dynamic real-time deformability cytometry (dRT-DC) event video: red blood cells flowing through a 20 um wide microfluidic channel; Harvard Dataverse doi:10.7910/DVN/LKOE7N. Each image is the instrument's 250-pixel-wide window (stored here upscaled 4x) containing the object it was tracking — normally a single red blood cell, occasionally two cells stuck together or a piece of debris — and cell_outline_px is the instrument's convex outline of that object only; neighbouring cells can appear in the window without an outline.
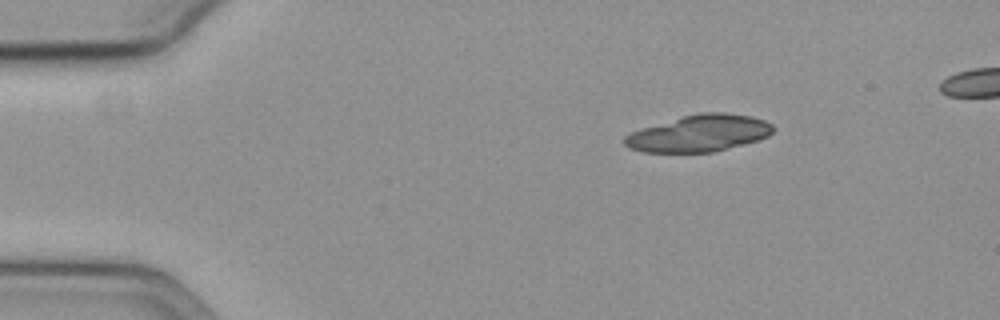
{"species": "common noctule bat (a hibernating species)", "species_latin": "Nyctalus noctula", "temperature_condition": "cold", "stored_images_in_passage": 23, "camera_frame_rate_fps": 3000, "um_per_image_px": 0.085, "animal": {"sex": "female", "body_mass_g": 19.3, "forearm_length_mm": 54.1}, "frame": {"image": 1, "passage_image": 1, "time_ms": 0.0, "image_size_px": [1000, 320], "cell_outline_px": [[776, 128], [768, 136], [744, 144], [712, 152], [644, 152], [628, 148], [624, 144], [624, 136], [632, 132], [644, 128], [684, 116], [700, 112], [724, 112], [752, 116], [764, 120], [772, 124]], "centroid_in_image_um": [59.46, 11.33], "position_along_channel_um": 25.5, "area_um2": 31.5}}